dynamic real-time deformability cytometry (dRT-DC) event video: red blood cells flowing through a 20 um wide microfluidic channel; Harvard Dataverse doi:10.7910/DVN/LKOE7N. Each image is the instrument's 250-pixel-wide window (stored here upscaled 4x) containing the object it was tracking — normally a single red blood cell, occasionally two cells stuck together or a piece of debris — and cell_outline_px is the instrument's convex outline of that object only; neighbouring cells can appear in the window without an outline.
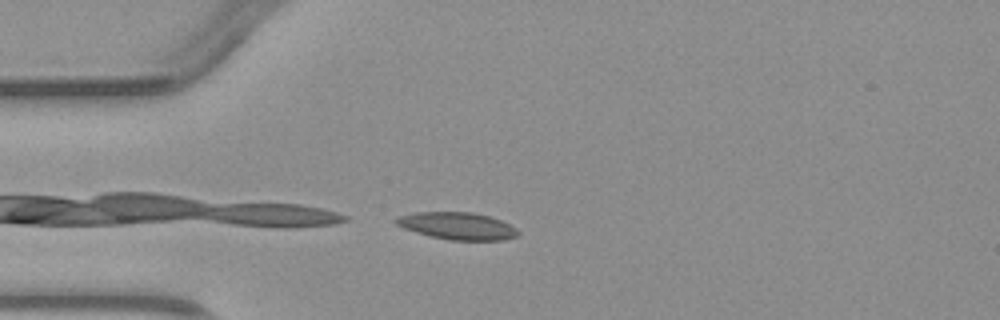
{"species": "common noctule bat (a hibernating species)", "species_latin": "Nyctalus noctula", "temperature_condition": "warm", "stored_images_in_passage": 3, "camera_frame_rate_fps": 3000, "um_per_image_px": 0.085, "animal": {"sex": "male", "body_mass_g": 23.1, "forearm_length_mm": 52.7}, "frame": {"image": 1, "passage_image": 3, "time_ms": 2.333, "image_size_px": [1000, 320], "cell_outline_px": [[520, 232], [516, 236], [504, 240], [452, 240], [432, 236], [416, 232], [404, 228], [396, 224], [396, 220], [400, 216], [416, 212], [472, 212], [488, 216], [500, 220], [516, 228]], "centroid_in_image_um": [38.91, 19.2], "position_along_channel_um": 46.1, "area_um2": 19.02}}